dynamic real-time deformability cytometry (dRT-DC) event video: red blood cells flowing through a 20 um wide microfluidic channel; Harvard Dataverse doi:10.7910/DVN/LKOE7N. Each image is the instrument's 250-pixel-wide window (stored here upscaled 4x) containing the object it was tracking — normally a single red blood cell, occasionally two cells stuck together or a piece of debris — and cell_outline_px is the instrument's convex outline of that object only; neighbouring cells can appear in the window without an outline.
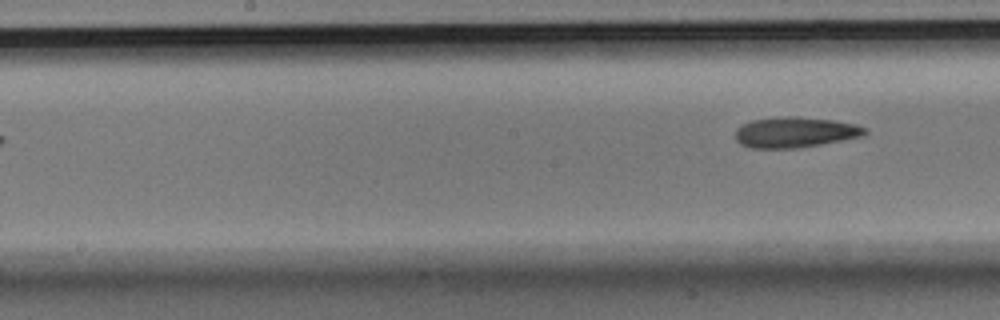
{"species": "Egyptian fruit bat (a non-hibernating species)", "species_latin": "Rousettus aegyptiacus", "temperature_condition": "room temperature", "stored_images_in_passage": 7, "segment_of_instrument_passage": [2, 2], "camera_frame_rate_fps": 3000, "um_per_image_px": 0.085, "animal": {"sex": "male"}, "frame": {"image": 1, "passage_image": 7, "time_ms": 2.0, "image_size_px": [1000, 320], "cell_outline_px": [[868, 132], [864, 136], [820, 144], [796, 148], [752, 148], [740, 144], [736, 140], [736, 128], [752, 120], [788, 116], [792, 116], [832, 120], [856, 124], [868, 128]], "centroid_in_image_um": [67.61, 11.24], "position_along_channel_um": 180.6, "area_um2": 22.95}}